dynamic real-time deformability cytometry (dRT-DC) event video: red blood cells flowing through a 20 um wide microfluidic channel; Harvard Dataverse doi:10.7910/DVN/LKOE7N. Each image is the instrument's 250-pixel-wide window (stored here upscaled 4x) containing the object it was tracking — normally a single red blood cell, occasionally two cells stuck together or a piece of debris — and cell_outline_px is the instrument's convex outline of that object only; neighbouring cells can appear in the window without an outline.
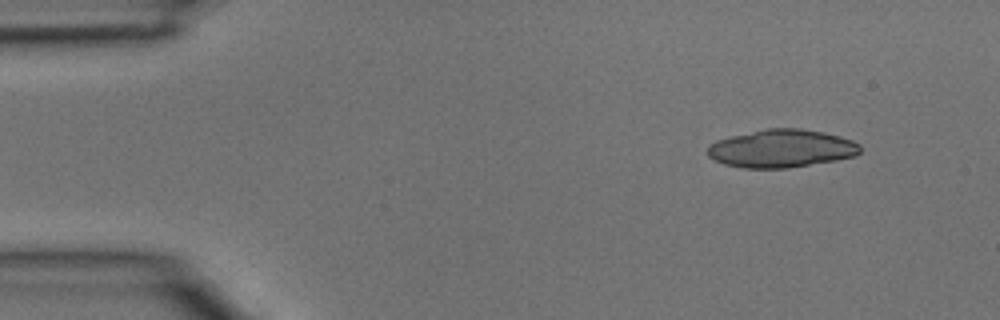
{"species": "common noctule bat (a hibernating species)", "species_latin": "Nyctalus noctula", "temperature_condition": "room temperature", "stored_images_in_passage": 4, "segment_of_instrument_passage": [1, 2], "camera_frame_rate_fps": 3000, "um_per_image_px": 0.085, "animal": {"sex": "male", "body_mass_g": 15.6}, "frame": {"image": 1, "passage_image": 1, "time_ms": 0.0, "image_size_px": [1000, 320], "cell_outline_px": [[860, 152], [856, 156], [836, 160], [788, 168], [744, 168], [724, 164], [708, 156], [708, 144], [716, 140], [732, 136], [768, 128], [800, 128], [824, 132], [840, 136], [852, 140], [860, 144]], "centroid_in_image_um": [66.44, 12.62], "position_along_channel_um": 18.6, "area_um2": 33.76}}